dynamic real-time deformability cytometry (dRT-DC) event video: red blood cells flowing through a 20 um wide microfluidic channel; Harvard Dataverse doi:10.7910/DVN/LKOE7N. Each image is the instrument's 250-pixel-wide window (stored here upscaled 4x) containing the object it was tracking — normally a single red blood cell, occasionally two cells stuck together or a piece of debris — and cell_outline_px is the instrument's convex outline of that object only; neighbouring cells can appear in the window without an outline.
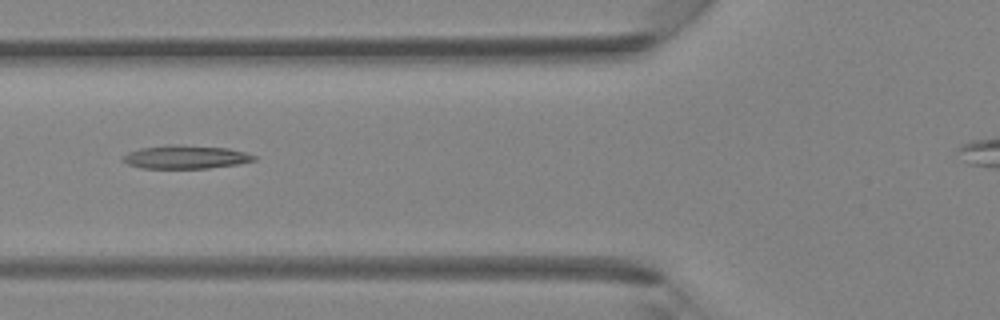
{"species": "Egyptian fruit bat (a non-hibernating species)", "species_latin": "Rousettus aegyptiacus", "temperature_condition": "room temperature", "stored_images_in_passage": 5, "camera_frame_rate_fps": 3000, "um_per_image_px": 0.085, "animal": {"sex": "female"}, "frame": {"image": 1, "passage_image": 5, "time_ms": 4.667, "image_size_px": [1000, 320], "cell_outline_px": [[256, 160], [240, 164], [208, 168], [140, 168], [128, 164], [120, 160], [120, 156], [128, 152], [140, 148], [172, 144], [228, 148], [244, 152], [256, 156]], "centroid_in_image_um": [15.74, 13.35], "position_along_channel_um": 110.1, "area_um2": 17.98}}